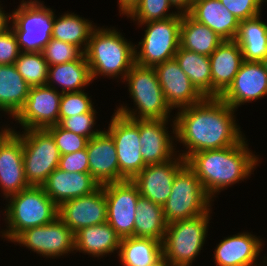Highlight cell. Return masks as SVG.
<instances>
[{
  "label": "cell",
  "instance_id": "obj_15",
  "mask_svg": "<svg viewBox=\"0 0 267 266\" xmlns=\"http://www.w3.org/2000/svg\"><path fill=\"white\" fill-rule=\"evenodd\" d=\"M170 121L171 119H139L140 152L146 165L167 162L179 153L174 142L176 141L174 118L171 124L168 123ZM168 124L172 127L171 133Z\"/></svg>",
  "mask_w": 267,
  "mask_h": 266
},
{
  "label": "cell",
  "instance_id": "obj_23",
  "mask_svg": "<svg viewBox=\"0 0 267 266\" xmlns=\"http://www.w3.org/2000/svg\"><path fill=\"white\" fill-rule=\"evenodd\" d=\"M100 186L90 173L66 172L56 168L41 187L59 206L67 200L91 194Z\"/></svg>",
  "mask_w": 267,
  "mask_h": 266
},
{
  "label": "cell",
  "instance_id": "obj_8",
  "mask_svg": "<svg viewBox=\"0 0 267 266\" xmlns=\"http://www.w3.org/2000/svg\"><path fill=\"white\" fill-rule=\"evenodd\" d=\"M182 14L164 20L137 24L146 26L143 38L134 43L135 64L154 67L165 61L174 59L180 47V26Z\"/></svg>",
  "mask_w": 267,
  "mask_h": 266
},
{
  "label": "cell",
  "instance_id": "obj_35",
  "mask_svg": "<svg viewBox=\"0 0 267 266\" xmlns=\"http://www.w3.org/2000/svg\"><path fill=\"white\" fill-rule=\"evenodd\" d=\"M15 66L30 87L46 85L49 65L42 52H21Z\"/></svg>",
  "mask_w": 267,
  "mask_h": 266
},
{
  "label": "cell",
  "instance_id": "obj_31",
  "mask_svg": "<svg viewBox=\"0 0 267 266\" xmlns=\"http://www.w3.org/2000/svg\"><path fill=\"white\" fill-rule=\"evenodd\" d=\"M162 254L161 241L131 236L120 240L117 256L122 266H149Z\"/></svg>",
  "mask_w": 267,
  "mask_h": 266
},
{
  "label": "cell",
  "instance_id": "obj_6",
  "mask_svg": "<svg viewBox=\"0 0 267 266\" xmlns=\"http://www.w3.org/2000/svg\"><path fill=\"white\" fill-rule=\"evenodd\" d=\"M212 209L200 216L167 224L162 251L173 266H191L200 255L207 242Z\"/></svg>",
  "mask_w": 267,
  "mask_h": 266
},
{
  "label": "cell",
  "instance_id": "obj_3",
  "mask_svg": "<svg viewBox=\"0 0 267 266\" xmlns=\"http://www.w3.org/2000/svg\"><path fill=\"white\" fill-rule=\"evenodd\" d=\"M84 54L93 81L98 76L124 80L135 64L133 43L115 27L96 26L91 32Z\"/></svg>",
  "mask_w": 267,
  "mask_h": 266
},
{
  "label": "cell",
  "instance_id": "obj_5",
  "mask_svg": "<svg viewBox=\"0 0 267 266\" xmlns=\"http://www.w3.org/2000/svg\"><path fill=\"white\" fill-rule=\"evenodd\" d=\"M126 82L130 98L135 108L120 104L115 112L131 120L165 119L169 120L172 110L167 105L157 74L153 67L134 64L122 83ZM126 105V106H124ZM171 117V118H170Z\"/></svg>",
  "mask_w": 267,
  "mask_h": 266
},
{
  "label": "cell",
  "instance_id": "obj_25",
  "mask_svg": "<svg viewBox=\"0 0 267 266\" xmlns=\"http://www.w3.org/2000/svg\"><path fill=\"white\" fill-rule=\"evenodd\" d=\"M188 14L197 22L209 27L223 40H235L239 21L220 0H196Z\"/></svg>",
  "mask_w": 267,
  "mask_h": 266
},
{
  "label": "cell",
  "instance_id": "obj_38",
  "mask_svg": "<svg viewBox=\"0 0 267 266\" xmlns=\"http://www.w3.org/2000/svg\"><path fill=\"white\" fill-rule=\"evenodd\" d=\"M91 96L85 90L62 93L59 109V122L63 118L90 112L94 108Z\"/></svg>",
  "mask_w": 267,
  "mask_h": 266
},
{
  "label": "cell",
  "instance_id": "obj_39",
  "mask_svg": "<svg viewBox=\"0 0 267 266\" xmlns=\"http://www.w3.org/2000/svg\"><path fill=\"white\" fill-rule=\"evenodd\" d=\"M42 53L49 66L77 60L83 54L77 46L53 38Z\"/></svg>",
  "mask_w": 267,
  "mask_h": 266
},
{
  "label": "cell",
  "instance_id": "obj_21",
  "mask_svg": "<svg viewBox=\"0 0 267 266\" xmlns=\"http://www.w3.org/2000/svg\"><path fill=\"white\" fill-rule=\"evenodd\" d=\"M265 241L250 232H238L224 237L216 245L213 259L216 266H261L258 258Z\"/></svg>",
  "mask_w": 267,
  "mask_h": 266
},
{
  "label": "cell",
  "instance_id": "obj_34",
  "mask_svg": "<svg viewBox=\"0 0 267 266\" xmlns=\"http://www.w3.org/2000/svg\"><path fill=\"white\" fill-rule=\"evenodd\" d=\"M182 71L204 97H212V76L209 56L179 47L174 56Z\"/></svg>",
  "mask_w": 267,
  "mask_h": 266
},
{
  "label": "cell",
  "instance_id": "obj_12",
  "mask_svg": "<svg viewBox=\"0 0 267 266\" xmlns=\"http://www.w3.org/2000/svg\"><path fill=\"white\" fill-rule=\"evenodd\" d=\"M11 242L46 259H57L75 253L74 233L59 217L49 224L22 231Z\"/></svg>",
  "mask_w": 267,
  "mask_h": 266
},
{
  "label": "cell",
  "instance_id": "obj_24",
  "mask_svg": "<svg viewBox=\"0 0 267 266\" xmlns=\"http://www.w3.org/2000/svg\"><path fill=\"white\" fill-rule=\"evenodd\" d=\"M212 97H220L233 82L243 63L242 50L235 40H224L209 56Z\"/></svg>",
  "mask_w": 267,
  "mask_h": 266
},
{
  "label": "cell",
  "instance_id": "obj_36",
  "mask_svg": "<svg viewBox=\"0 0 267 266\" xmlns=\"http://www.w3.org/2000/svg\"><path fill=\"white\" fill-rule=\"evenodd\" d=\"M173 9L169 0H140L133 10L127 15L134 23L164 20L178 15V12H170Z\"/></svg>",
  "mask_w": 267,
  "mask_h": 266
},
{
  "label": "cell",
  "instance_id": "obj_41",
  "mask_svg": "<svg viewBox=\"0 0 267 266\" xmlns=\"http://www.w3.org/2000/svg\"><path fill=\"white\" fill-rule=\"evenodd\" d=\"M230 13L240 22L262 15V5L267 0H220ZM266 2V3H265Z\"/></svg>",
  "mask_w": 267,
  "mask_h": 266
},
{
  "label": "cell",
  "instance_id": "obj_2",
  "mask_svg": "<svg viewBox=\"0 0 267 266\" xmlns=\"http://www.w3.org/2000/svg\"><path fill=\"white\" fill-rule=\"evenodd\" d=\"M246 139L229 147L199 151L186 159V164L197 175L213 201L216 194L240 181L244 182L259 166L261 158L250 150Z\"/></svg>",
  "mask_w": 267,
  "mask_h": 266
},
{
  "label": "cell",
  "instance_id": "obj_32",
  "mask_svg": "<svg viewBox=\"0 0 267 266\" xmlns=\"http://www.w3.org/2000/svg\"><path fill=\"white\" fill-rule=\"evenodd\" d=\"M29 89L15 64L0 65V103L14 117L24 106Z\"/></svg>",
  "mask_w": 267,
  "mask_h": 266
},
{
  "label": "cell",
  "instance_id": "obj_47",
  "mask_svg": "<svg viewBox=\"0 0 267 266\" xmlns=\"http://www.w3.org/2000/svg\"><path fill=\"white\" fill-rule=\"evenodd\" d=\"M0 111L2 113H4L5 115L7 114L9 117L13 118L14 120V116L0 103ZM5 126V127H4ZM7 123L5 125H2V127L0 126V133L4 136V135H8L11 134L13 132L16 131L15 127L12 128L11 126Z\"/></svg>",
  "mask_w": 267,
  "mask_h": 266
},
{
  "label": "cell",
  "instance_id": "obj_48",
  "mask_svg": "<svg viewBox=\"0 0 267 266\" xmlns=\"http://www.w3.org/2000/svg\"><path fill=\"white\" fill-rule=\"evenodd\" d=\"M149 266H173V265L162 254L155 262H153Z\"/></svg>",
  "mask_w": 267,
  "mask_h": 266
},
{
  "label": "cell",
  "instance_id": "obj_50",
  "mask_svg": "<svg viewBox=\"0 0 267 266\" xmlns=\"http://www.w3.org/2000/svg\"><path fill=\"white\" fill-rule=\"evenodd\" d=\"M264 257V258H263ZM263 257H260V258H262L263 260H262V264H261V266H267V255H265V256H263Z\"/></svg>",
  "mask_w": 267,
  "mask_h": 266
},
{
  "label": "cell",
  "instance_id": "obj_11",
  "mask_svg": "<svg viewBox=\"0 0 267 266\" xmlns=\"http://www.w3.org/2000/svg\"><path fill=\"white\" fill-rule=\"evenodd\" d=\"M105 131L112 137L119 162V182L133 180L147 165L140 152L139 119L113 112Z\"/></svg>",
  "mask_w": 267,
  "mask_h": 266
},
{
  "label": "cell",
  "instance_id": "obj_17",
  "mask_svg": "<svg viewBox=\"0 0 267 266\" xmlns=\"http://www.w3.org/2000/svg\"><path fill=\"white\" fill-rule=\"evenodd\" d=\"M58 217L73 233L83 227L107 222L103 185L91 194L61 203L58 206Z\"/></svg>",
  "mask_w": 267,
  "mask_h": 266
},
{
  "label": "cell",
  "instance_id": "obj_33",
  "mask_svg": "<svg viewBox=\"0 0 267 266\" xmlns=\"http://www.w3.org/2000/svg\"><path fill=\"white\" fill-rule=\"evenodd\" d=\"M167 229L163 206L140 196L136 205L134 237L163 241Z\"/></svg>",
  "mask_w": 267,
  "mask_h": 266
},
{
  "label": "cell",
  "instance_id": "obj_16",
  "mask_svg": "<svg viewBox=\"0 0 267 266\" xmlns=\"http://www.w3.org/2000/svg\"><path fill=\"white\" fill-rule=\"evenodd\" d=\"M164 99L171 110H179L201 102L205 97L192 84L175 59L153 67Z\"/></svg>",
  "mask_w": 267,
  "mask_h": 266
},
{
  "label": "cell",
  "instance_id": "obj_1",
  "mask_svg": "<svg viewBox=\"0 0 267 266\" xmlns=\"http://www.w3.org/2000/svg\"><path fill=\"white\" fill-rule=\"evenodd\" d=\"M235 113L220 97H205L199 103L179 109L173 117L175 142L186 149L180 150L179 155L186 160L199 151L240 143L246 136L235 120Z\"/></svg>",
  "mask_w": 267,
  "mask_h": 266
},
{
  "label": "cell",
  "instance_id": "obj_27",
  "mask_svg": "<svg viewBox=\"0 0 267 266\" xmlns=\"http://www.w3.org/2000/svg\"><path fill=\"white\" fill-rule=\"evenodd\" d=\"M92 83L90 68L84 53L77 60L48 67L46 85L57 91L61 90V93L82 91Z\"/></svg>",
  "mask_w": 267,
  "mask_h": 266
},
{
  "label": "cell",
  "instance_id": "obj_44",
  "mask_svg": "<svg viewBox=\"0 0 267 266\" xmlns=\"http://www.w3.org/2000/svg\"><path fill=\"white\" fill-rule=\"evenodd\" d=\"M174 9L180 14H188L193 6V0H169Z\"/></svg>",
  "mask_w": 267,
  "mask_h": 266
},
{
  "label": "cell",
  "instance_id": "obj_7",
  "mask_svg": "<svg viewBox=\"0 0 267 266\" xmlns=\"http://www.w3.org/2000/svg\"><path fill=\"white\" fill-rule=\"evenodd\" d=\"M10 28L21 52H42L52 38L55 12L40 0H21L14 8Z\"/></svg>",
  "mask_w": 267,
  "mask_h": 266
},
{
  "label": "cell",
  "instance_id": "obj_4",
  "mask_svg": "<svg viewBox=\"0 0 267 266\" xmlns=\"http://www.w3.org/2000/svg\"><path fill=\"white\" fill-rule=\"evenodd\" d=\"M5 200L1 212L6 228L0 231V236L9 242L22 231L49 224L58 217V205L41 186H30Z\"/></svg>",
  "mask_w": 267,
  "mask_h": 266
},
{
  "label": "cell",
  "instance_id": "obj_20",
  "mask_svg": "<svg viewBox=\"0 0 267 266\" xmlns=\"http://www.w3.org/2000/svg\"><path fill=\"white\" fill-rule=\"evenodd\" d=\"M0 187L4 200L30 187L25 178L22 139L16 132L0 139Z\"/></svg>",
  "mask_w": 267,
  "mask_h": 266
},
{
  "label": "cell",
  "instance_id": "obj_18",
  "mask_svg": "<svg viewBox=\"0 0 267 266\" xmlns=\"http://www.w3.org/2000/svg\"><path fill=\"white\" fill-rule=\"evenodd\" d=\"M267 96V71L261 62L243 61L233 82L220 98L237 111L239 106Z\"/></svg>",
  "mask_w": 267,
  "mask_h": 266
},
{
  "label": "cell",
  "instance_id": "obj_22",
  "mask_svg": "<svg viewBox=\"0 0 267 266\" xmlns=\"http://www.w3.org/2000/svg\"><path fill=\"white\" fill-rule=\"evenodd\" d=\"M89 173L102 186L119 182V162L112 137L102 130L86 145Z\"/></svg>",
  "mask_w": 267,
  "mask_h": 266
},
{
  "label": "cell",
  "instance_id": "obj_45",
  "mask_svg": "<svg viewBox=\"0 0 267 266\" xmlns=\"http://www.w3.org/2000/svg\"><path fill=\"white\" fill-rule=\"evenodd\" d=\"M0 4V34L5 33L8 29H10L11 21H12V13H8L1 7ZM6 12V13H5Z\"/></svg>",
  "mask_w": 267,
  "mask_h": 266
},
{
  "label": "cell",
  "instance_id": "obj_28",
  "mask_svg": "<svg viewBox=\"0 0 267 266\" xmlns=\"http://www.w3.org/2000/svg\"><path fill=\"white\" fill-rule=\"evenodd\" d=\"M224 40L209 27L182 14L180 46L183 49L210 56Z\"/></svg>",
  "mask_w": 267,
  "mask_h": 266
},
{
  "label": "cell",
  "instance_id": "obj_37",
  "mask_svg": "<svg viewBox=\"0 0 267 266\" xmlns=\"http://www.w3.org/2000/svg\"><path fill=\"white\" fill-rule=\"evenodd\" d=\"M97 113L98 112L94 107L90 112L63 118L58 123V125L65 130H69L75 134L82 135L86 137L88 140H90L91 138L97 136L102 131L100 127L99 129L95 128L97 123L96 122Z\"/></svg>",
  "mask_w": 267,
  "mask_h": 266
},
{
  "label": "cell",
  "instance_id": "obj_26",
  "mask_svg": "<svg viewBox=\"0 0 267 266\" xmlns=\"http://www.w3.org/2000/svg\"><path fill=\"white\" fill-rule=\"evenodd\" d=\"M74 237L75 252L98 259L115 252L118 255L121 238L107 222L83 227L74 233Z\"/></svg>",
  "mask_w": 267,
  "mask_h": 266
},
{
  "label": "cell",
  "instance_id": "obj_29",
  "mask_svg": "<svg viewBox=\"0 0 267 266\" xmlns=\"http://www.w3.org/2000/svg\"><path fill=\"white\" fill-rule=\"evenodd\" d=\"M261 15L239 22L235 41L245 61L260 62L267 55V22Z\"/></svg>",
  "mask_w": 267,
  "mask_h": 266
},
{
  "label": "cell",
  "instance_id": "obj_43",
  "mask_svg": "<svg viewBox=\"0 0 267 266\" xmlns=\"http://www.w3.org/2000/svg\"><path fill=\"white\" fill-rule=\"evenodd\" d=\"M58 168L66 172L89 173V163L86 148L60 156Z\"/></svg>",
  "mask_w": 267,
  "mask_h": 266
},
{
  "label": "cell",
  "instance_id": "obj_13",
  "mask_svg": "<svg viewBox=\"0 0 267 266\" xmlns=\"http://www.w3.org/2000/svg\"><path fill=\"white\" fill-rule=\"evenodd\" d=\"M107 206V223L122 239L134 236L135 212L139 189L132 180L103 185Z\"/></svg>",
  "mask_w": 267,
  "mask_h": 266
},
{
  "label": "cell",
  "instance_id": "obj_49",
  "mask_svg": "<svg viewBox=\"0 0 267 266\" xmlns=\"http://www.w3.org/2000/svg\"><path fill=\"white\" fill-rule=\"evenodd\" d=\"M260 62L262 63L265 70L267 71V55Z\"/></svg>",
  "mask_w": 267,
  "mask_h": 266
},
{
  "label": "cell",
  "instance_id": "obj_14",
  "mask_svg": "<svg viewBox=\"0 0 267 266\" xmlns=\"http://www.w3.org/2000/svg\"><path fill=\"white\" fill-rule=\"evenodd\" d=\"M62 93L47 85L30 87L22 109L14 117L22 130L46 129L59 123Z\"/></svg>",
  "mask_w": 267,
  "mask_h": 266
},
{
  "label": "cell",
  "instance_id": "obj_40",
  "mask_svg": "<svg viewBox=\"0 0 267 266\" xmlns=\"http://www.w3.org/2000/svg\"><path fill=\"white\" fill-rule=\"evenodd\" d=\"M46 130L52 135L58 147L60 155L80 151L86 148L88 139L61 128L58 124L47 127Z\"/></svg>",
  "mask_w": 267,
  "mask_h": 266
},
{
  "label": "cell",
  "instance_id": "obj_19",
  "mask_svg": "<svg viewBox=\"0 0 267 266\" xmlns=\"http://www.w3.org/2000/svg\"><path fill=\"white\" fill-rule=\"evenodd\" d=\"M186 160L177 154L171 160L147 165L132 180L138 187L140 196L163 206L172 192L173 180Z\"/></svg>",
  "mask_w": 267,
  "mask_h": 266
},
{
  "label": "cell",
  "instance_id": "obj_46",
  "mask_svg": "<svg viewBox=\"0 0 267 266\" xmlns=\"http://www.w3.org/2000/svg\"><path fill=\"white\" fill-rule=\"evenodd\" d=\"M140 0H118L119 15L127 16Z\"/></svg>",
  "mask_w": 267,
  "mask_h": 266
},
{
  "label": "cell",
  "instance_id": "obj_30",
  "mask_svg": "<svg viewBox=\"0 0 267 266\" xmlns=\"http://www.w3.org/2000/svg\"><path fill=\"white\" fill-rule=\"evenodd\" d=\"M55 14L52 38L77 46L85 53L92 30L96 27L89 19L74 12Z\"/></svg>",
  "mask_w": 267,
  "mask_h": 266
},
{
  "label": "cell",
  "instance_id": "obj_42",
  "mask_svg": "<svg viewBox=\"0 0 267 266\" xmlns=\"http://www.w3.org/2000/svg\"><path fill=\"white\" fill-rule=\"evenodd\" d=\"M20 53L16 36L11 28L0 34V65L15 64Z\"/></svg>",
  "mask_w": 267,
  "mask_h": 266
},
{
  "label": "cell",
  "instance_id": "obj_9",
  "mask_svg": "<svg viewBox=\"0 0 267 266\" xmlns=\"http://www.w3.org/2000/svg\"><path fill=\"white\" fill-rule=\"evenodd\" d=\"M214 202L205 192L194 171L185 164L176 174L172 192L163 205L167 224L208 212Z\"/></svg>",
  "mask_w": 267,
  "mask_h": 266
},
{
  "label": "cell",
  "instance_id": "obj_10",
  "mask_svg": "<svg viewBox=\"0 0 267 266\" xmlns=\"http://www.w3.org/2000/svg\"><path fill=\"white\" fill-rule=\"evenodd\" d=\"M23 143L25 178L30 186H42L58 168L60 153L55 140L46 129L15 131Z\"/></svg>",
  "mask_w": 267,
  "mask_h": 266
}]
</instances>
